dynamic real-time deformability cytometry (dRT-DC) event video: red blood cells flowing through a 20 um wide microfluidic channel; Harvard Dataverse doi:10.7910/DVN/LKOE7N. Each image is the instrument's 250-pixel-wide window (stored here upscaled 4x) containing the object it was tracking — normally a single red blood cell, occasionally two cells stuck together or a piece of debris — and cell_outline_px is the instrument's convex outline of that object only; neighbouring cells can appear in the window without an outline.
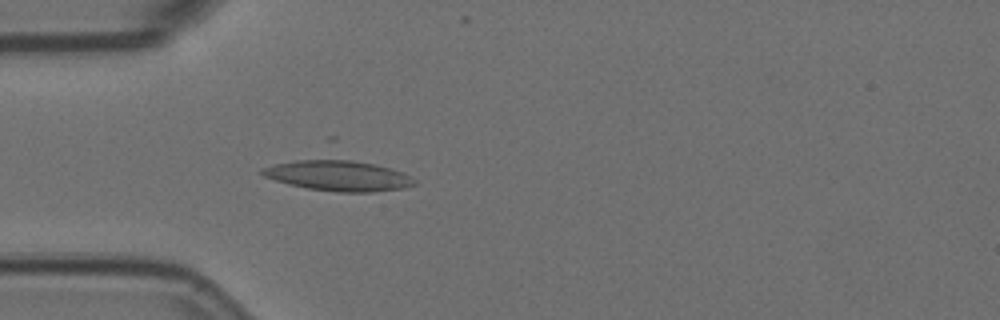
{"species": "Egyptian fruit bat (a non-hibernating species)", "species_latin": "Rousettus aegyptiacus", "temperature_condition": "room temperature", "stored_images_in_passage": 40, "camera_frame_rate_fps": 3000, "um_per_image_px": 0.085, "animal": {"sex": "female"}, "frame": {"image": 1, "passage_image": 15, "time_ms": 4.667, "image_size_px": [1000, 320], "cell_outline_px": [[416, 184], [404, 188], [372, 192], [336, 192], [308, 188], [288, 184], [264, 176], [260, 172], [260, 168], [272, 164], [296, 160], [328, 156], [336, 156], [376, 164], [404, 172], [416, 180]], "centroid_in_image_um": [28.74, 14.88], "position_along_channel_um": 56.3, "area_um2": 28.03}}
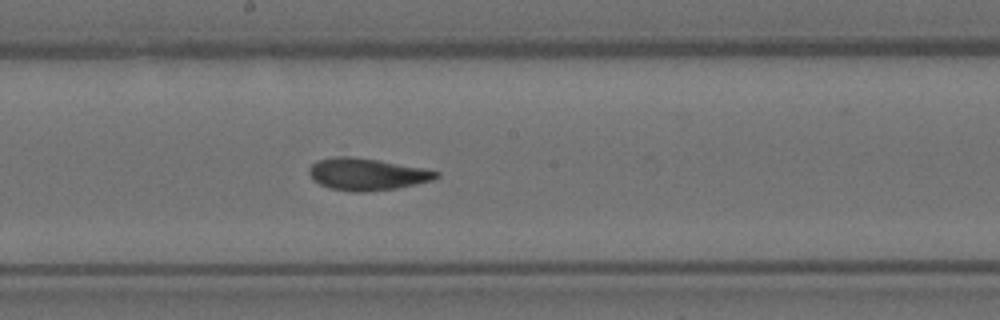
{"frame": {"image": 2, "passage_image": 29, "time_ms": 9.333, "image_size_px": [1000, 320], "cell_outline_px": [[440, 176], [432, 180], [416, 184], [396, 188], [364, 192], [352, 192], [328, 188], [312, 180], [308, 172], [308, 168], [316, 160], [336, 156], [348, 156], [376, 160], [424, 168], [440, 172]], "centroid_in_image_um": [31.15, 14.81], "position_along_channel_um": 217.1, "area_um2": 23.76}}
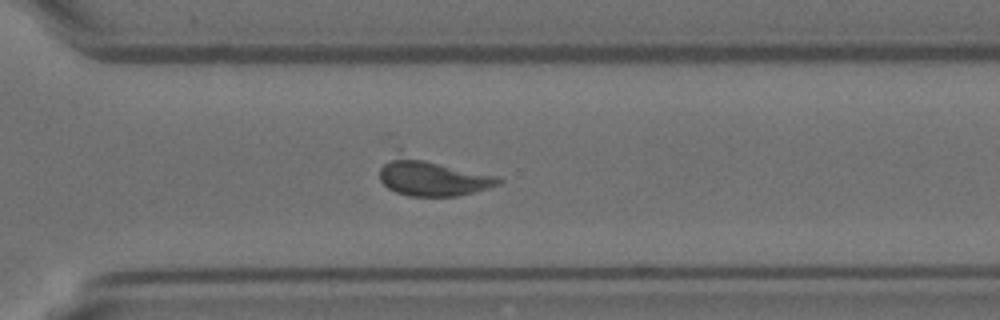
{"frame": {"image": 3, "passage_image": 39, "time_ms": 12.667, "image_size_px": [1000, 320], "cell_outline_px": [[504, 180], [500, 184], [488, 188], [460, 196], [408, 196], [396, 192], [388, 188], [380, 180], [380, 168], [400, 148], [500, 176]], "centroid_in_image_um": [36.77, 14.98], "position_along_channel_um": 333.8, "area_um2": 27.28}}